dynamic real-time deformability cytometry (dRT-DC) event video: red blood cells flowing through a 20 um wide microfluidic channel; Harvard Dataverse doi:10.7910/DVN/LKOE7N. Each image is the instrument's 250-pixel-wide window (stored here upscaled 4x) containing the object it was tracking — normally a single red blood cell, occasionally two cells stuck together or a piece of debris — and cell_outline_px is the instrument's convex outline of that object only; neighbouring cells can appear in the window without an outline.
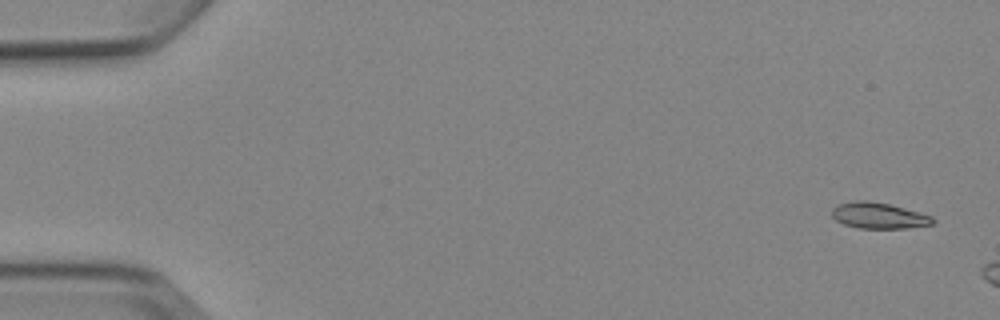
{"species": "Egyptian fruit bat (a non-hibernating species)", "species_latin": "Rousettus aegyptiacus", "temperature_condition": "cold", "stored_images_in_passage": 3, "camera_frame_rate_fps": 3000, "um_per_image_px": 0.085, "animal": {"sex": "female"}, "frame": {"image": 1, "passage_image": 1, "time_ms": 0.0, "image_size_px": [1000, 320], "cell_outline_px": [[936, 220], [932, 224], [908, 228], [860, 228], [844, 224], [836, 220], [832, 216], [832, 208], [840, 204], [852, 200], [868, 200], [888, 204], [920, 212], [932, 216]], "centroid_in_image_um": [74.7, 18.32], "position_along_channel_um": 10.3, "area_um2": 15.26}}